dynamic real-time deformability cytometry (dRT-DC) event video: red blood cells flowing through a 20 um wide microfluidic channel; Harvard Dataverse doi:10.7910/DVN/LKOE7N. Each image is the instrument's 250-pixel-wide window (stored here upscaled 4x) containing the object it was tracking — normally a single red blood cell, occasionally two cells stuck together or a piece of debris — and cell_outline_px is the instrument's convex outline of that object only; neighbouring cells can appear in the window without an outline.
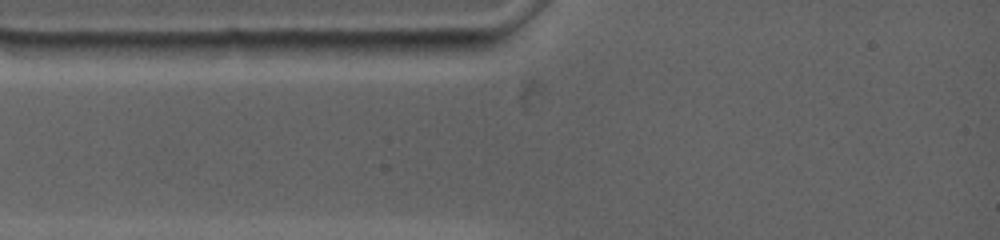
{"species": "common noctule bat (a hibernating species)", "species_latin": "Nyctalus noctula", "temperature_condition": "warm", "stored_images_in_passage": 2, "camera_frame_rate_fps": 4500, "um_per_image_px": 0.085, "animal": {"sex": "female", "body_mass_g": 19.0, "forearm_length_mm": 53.3}, "frame": {"image": 1, "passage_image": 1, "time_ms": 0.0, "image_size_px": [1000, 240], "cell_outline_px": [[492, 44], [488, 48], [452, 56], [416, 56], [336, 52], [328, 44], [328, 40], [488, 40]], "centroid_in_image_um": [34.82, 4.0], "position_along_channel_um": 50.2, "area_um2": 15.95}}